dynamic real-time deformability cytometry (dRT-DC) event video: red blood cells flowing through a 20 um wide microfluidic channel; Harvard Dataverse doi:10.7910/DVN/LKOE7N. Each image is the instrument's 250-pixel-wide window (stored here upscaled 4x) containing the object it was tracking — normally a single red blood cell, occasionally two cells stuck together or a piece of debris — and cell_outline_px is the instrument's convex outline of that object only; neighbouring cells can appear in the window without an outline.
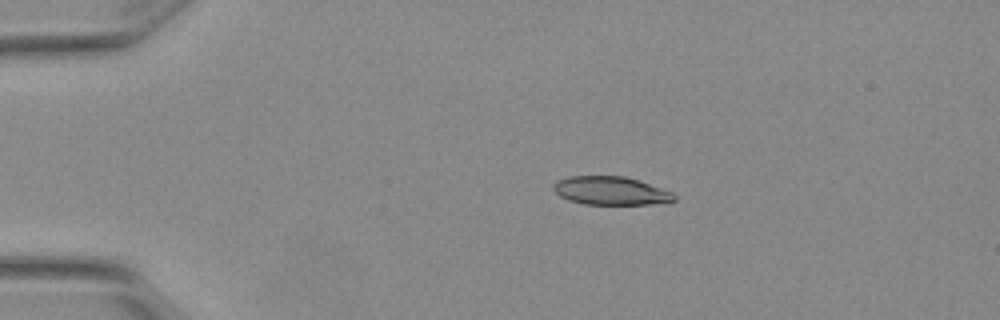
{"species": "Egyptian fruit bat (a non-hibernating species)", "species_latin": "Rousettus aegyptiacus", "temperature_condition": "warm", "stored_images_in_passage": 4, "camera_frame_rate_fps": 3000, "um_per_image_px": 0.085, "animal": {"sex": "female"}, "frame": {"image": 1, "passage_image": 2, "time_ms": 0.333, "image_size_px": [1000, 320], "cell_outline_px": [[676, 200], [652, 204], [584, 204], [568, 200], [560, 196], [552, 188], [552, 184], [556, 180], [568, 176], [624, 176], [672, 192], [676, 196]], "centroid_in_image_um": [51.85, 16.21], "position_along_channel_um": 33.1, "area_um2": 19.83}}
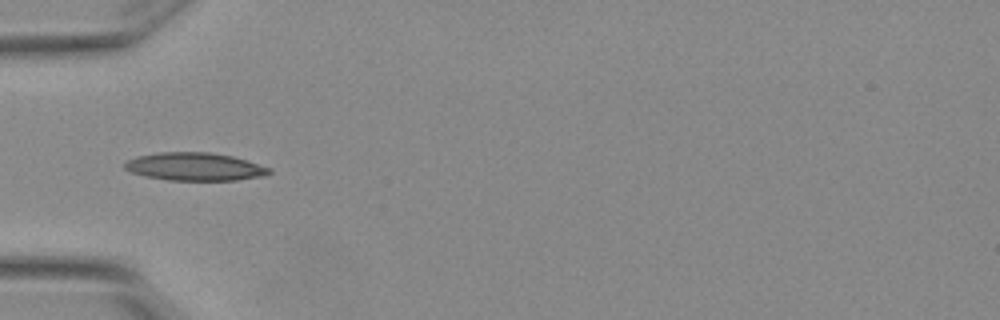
{"frame": {"image": 2, "passage_image": 4, "time_ms": 1.0, "image_size_px": [1000, 320], "cell_outline_px": [[272, 172], [264, 176], [236, 180], [168, 180], [144, 176], [132, 172], [124, 168], [124, 164], [128, 160], [136, 156], [160, 152], [208, 152], [232, 156], [272, 168]], "centroid_in_image_um": [16.57, 14.17], "position_along_channel_um": 68.4, "area_um2": 23.52}}